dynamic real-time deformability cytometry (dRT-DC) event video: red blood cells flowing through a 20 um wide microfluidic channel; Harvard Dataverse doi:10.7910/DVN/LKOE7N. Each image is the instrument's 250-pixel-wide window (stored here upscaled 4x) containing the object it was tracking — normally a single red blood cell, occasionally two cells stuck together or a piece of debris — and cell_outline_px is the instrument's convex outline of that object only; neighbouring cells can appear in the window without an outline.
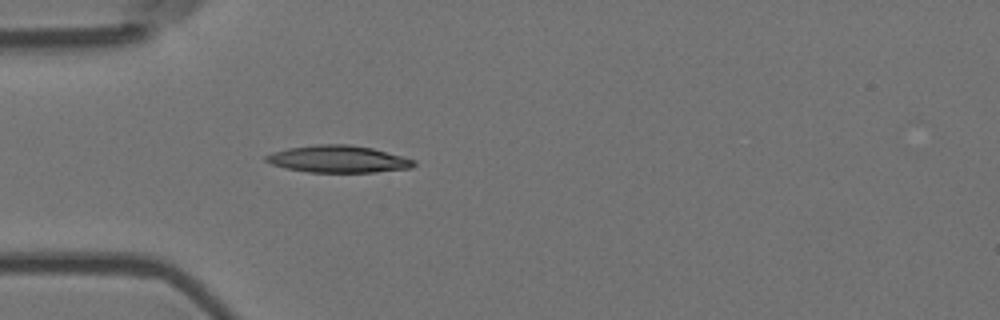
{"species": "Egyptian fruit bat (a non-hibernating species)", "species_latin": "Rousettus aegyptiacus", "temperature_condition": "room temperature", "stored_images_in_passage": 5, "camera_frame_rate_fps": 3000, "um_per_image_px": 0.085, "animal": {"sex": "female"}, "frame": {"image": 1, "passage_image": 5, "time_ms": 1.333, "image_size_px": [1000, 320], "cell_outline_px": [[416, 164], [412, 168], [376, 172], [308, 172], [284, 168], [272, 164], [264, 160], [264, 156], [272, 152], [288, 148], [316, 144], [348, 144], [372, 148], [416, 160]], "centroid_in_image_um": [28.73, 13.52], "position_along_channel_um": 56.3, "area_um2": 23.41}}